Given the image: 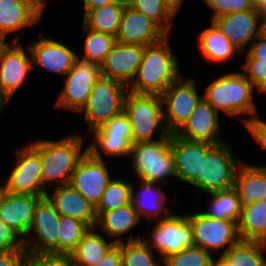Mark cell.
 <instances>
[{
    "label": "cell",
    "instance_id": "45",
    "mask_svg": "<svg viewBox=\"0 0 266 266\" xmlns=\"http://www.w3.org/2000/svg\"><path fill=\"white\" fill-rule=\"evenodd\" d=\"M9 251H25L24 239L0 219V252Z\"/></svg>",
    "mask_w": 266,
    "mask_h": 266
},
{
    "label": "cell",
    "instance_id": "11",
    "mask_svg": "<svg viewBox=\"0 0 266 266\" xmlns=\"http://www.w3.org/2000/svg\"><path fill=\"white\" fill-rule=\"evenodd\" d=\"M151 230V242L146 245L159 253L162 261L167 256L180 252L187 247H193V233L188 214H171L169 217L156 221ZM151 243V244H150Z\"/></svg>",
    "mask_w": 266,
    "mask_h": 266
},
{
    "label": "cell",
    "instance_id": "29",
    "mask_svg": "<svg viewBox=\"0 0 266 266\" xmlns=\"http://www.w3.org/2000/svg\"><path fill=\"white\" fill-rule=\"evenodd\" d=\"M211 27L203 30L198 37V47L202 56L213 63H223L232 60L238 49L211 21Z\"/></svg>",
    "mask_w": 266,
    "mask_h": 266
},
{
    "label": "cell",
    "instance_id": "10",
    "mask_svg": "<svg viewBox=\"0 0 266 266\" xmlns=\"http://www.w3.org/2000/svg\"><path fill=\"white\" fill-rule=\"evenodd\" d=\"M100 76V65L77 58L71 70L65 75V85L59 93L55 106L77 113L81 112Z\"/></svg>",
    "mask_w": 266,
    "mask_h": 266
},
{
    "label": "cell",
    "instance_id": "25",
    "mask_svg": "<svg viewBox=\"0 0 266 266\" xmlns=\"http://www.w3.org/2000/svg\"><path fill=\"white\" fill-rule=\"evenodd\" d=\"M240 162L235 186L242 206L266 198V166L249 165Z\"/></svg>",
    "mask_w": 266,
    "mask_h": 266
},
{
    "label": "cell",
    "instance_id": "5",
    "mask_svg": "<svg viewBox=\"0 0 266 266\" xmlns=\"http://www.w3.org/2000/svg\"><path fill=\"white\" fill-rule=\"evenodd\" d=\"M137 178L166 185V178L176 176L170 137L157 141L132 143L130 155ZM161 181V182H160Z\"/></svg>",
    "mask_w": 266,
    "mask_h": 266
},
{
    "label": "cell",
    "instance_id": "40",
    "mask_svg": "<svg viewBox=\"0 0 266 266\" xmlns=\"http://www.w3.org/2000/svg\"><path fill=\"white\" fill-rule=\"evenodd\" d=\"M211 253L200 247H187L180 252L173 253L161 262L162 266H211Z\"/></svg>",
    "mask_w": 266,
    "mask_h": 266
},
{
    "label": "cell",
    "instance_id": "52",
    "mask_svg": "<svg viewBox=\"0 0 266 266\" xmlns=\"http://www.w3.org/2000/svg\"><path fill=\"white\" fill-rule=\"evenodd\" d=\"M28 3L31 7H33L41 16L44 8L46 7L45 0H23Z\"/></svg>",
    "mask_w": 266,
    "mask_h": 266
},
{
    "label": "cell",
    "instance_id": "58",
    "mask_svg": "<svg viewBox=\"0 0 266 266\" xmlns=\"http://www.w3.org/2000/svg\"><path fill=\"white\" fill-rule=\"evenodd\" d=\"M264 30L266 31V22L264 23Z\"/></svg>",
    "mask_w": 266,
    "mask_h": 266
},
{
    "label": "cell",
    "instance_id": "53",
    "mask_svg": "<svg viewBox=\"0 0 266 266\" xmlns=\"http://www.w3.org/2000/svg\"><path fill=\"white\" fill-rule=\"evenodd\" d=\"M177 13L182 6L183 0H165Z\"/></svg>",
    "mask_w": 266,
    "mask_h": 266
},
{
    "label": "cell",
    "instance_id": "21",
    "mask_svg": "<svg viewBox=\"0 0 266 266\" xmlns=\"http://www.w3.org/2000/svg\"><path fill=\"white\" fill-rule=\"evenodd\" d=\"M42 197L5 191L0 200V219L24 239L32 226L36 205Z\"/></svg>",
    "mask_w": 266,
    "mask_h": 266
},
{
    "label": "cell",
    "instance_id": "47",
    "mask_svg": "<svg viewBox=\"0 0 266 266\" xmlns=\"http://www.w3.org/2000/svg\"><path fill=\"white\" fill-rule=\"evenodd\" d=\"M246 58H257L258 63H266V31L263 30L260 35L252 42Z\"/></svg>",
    "mask_w": 266,
    "mask_h": 266
},
{
    "label": "cell",
    "instance_id": "19",
    "mask_svg": "<svg viewBox=\"0 0 266 266\" xmlns=\"http://www.w3.org/2000/svg\"><path fill=\"white\" fill-rule=\"evenodd\" d=\"M219 113L202 97L190 118L175 133L177 137L190 141H205L219 144L225 140L220 136Z\"/></svg>",
    "mask_w": 266,
    "mask_h": 266
},
{
    "label": "cell",
    "instance_id": "13",
    "mask_svg": "<svg viewBox=\"0 0 266 266\" xmlns=\"http://www.w3.org/2000/svg\"><path fill=\"white\" fill-rule=\"evenodd\" d=\"M59 213L47 196L36 205L34 219L28 237L24 238L25 250L34 253L58 254ZM33 236V237H32Z\"/></svg>",
    "mask_w": 266,
    "mask_h": 266
},
{
    "label": "cell",
    "instance_id": "57",
    "mask_svg": "<svg viewBox=\"0 0 266 266\" xmlns=\"http://www.w3.org/2000/svg\"><path fill=\"white\" fill-rule=\"evenodd\" d=\"M4 192H5V188H4V185L2 182V184L0 185V200H1V197L3 196Z\"/></svg>",
    "mask_w": 266,
    "mask_h": 266
},
{
    "label": "cell",
    "instance_id": "2",
    "mask_svg": "<svg viewBox=\"0 0 266 266\" xmlns=\"http://www.w3.org/2000/svg\"><path fill=\"white\" fill-rule=\"evenodd\" d=\"M40 152L43 188L56 180L57 186L69 184L71 176L80 160L88 152H82L83 137L71 134L60 140L38 139L31 142Z\"/></svg>",
    "mask_w": 266,
    "mask_h": 266
},
{
    "label": "cell",
    "instance_id": "37",
    "mask_svg": "<svg viewBox=\"0 0 266 266\" xmlns=\"http://www.w3.org/2000/svg\"><path fill=\"white\" fill-rule=\"evenodd\" d=\"M83 32L86 35L84 42V55L78 59L94 62L101 66L105 61L106 56L111 52L113 45L116 42V37L92 31L83 25Z\"/></svg>",
    "mask_w": 266,
    "mask_h": 266
},
{
    "label": "cell",
    "instance_id": "56",
    "mask_svg": "<svg viewBox=\"0 0 266 266\" xmlns=\"http://www.w3.org/2000/svg\"><path fill=\"white\" fill-rule=\"evenodd\" d=\"M8 46V43L6 42V37L0 35V57L3 53V50Z\"/></svg>",
    "mask_w": 266,
    "mask_h": 266
},
{
    "label": "cell",
    "instance_id": "4",
    "mask_svg": "<svg viewBox=\"0 0 266 266\" xmlns=\"http://www.w3.org/2000/svg\"><path fill=\"white\" fill-rule=\"evenodd\" d=\"M163 100L156 94H137L128 91L124 112L128 115L132 143L151 142L160 139H153V134L158 130L161 138L170 137L164 120Z\"/></svg>",
    "mask_w": 266,
    "mask_h": 266
},
{
    "label": "cell",
    "instance_id": "41",
    "mask_svg": "<svg viewBox=\"0 0 266 266\" xmlns=\"http://www.w3.org/2000/svg\"><path fill=\"white\" fill-rule=\"evenodd\" d=\"M212 10L211 20L236 12H244L255 8L253 0H203Z\"/></svg>",
    "mask_w": 266,
    "mask_h": 266
},
{
    "label": "cell",
    "instance_id": "20",
    "mask_svg": "<svg viewBox=\"0 0 266 266\" xmlns=\"http://www.w3.org/2000/svg\"><path fill=\"white\" fill-rule=\"evenodd\" d=\"M144 47L115 42L101 64V76L116 80L127 87L133 81L141 64Z\"/></svg>",
    "mask_w": 266,
    "mask_h": 266
},
{
    "label": "cell",
    "instance_id": "27",
    "mask_svg": "<svg viewBox=\"0 0 266 266\" xmlns=\"http://www.w3.org/2000/svg\"><path fill=\"white\" fill-rule=\"evenodd\" d=\"M140 222L137 212L130 202L101 214L97 218L95 228L99 227L98 229L106 233L107 238L113 240L115 244H119L123 242L122 235L129 232Z\"/></svg>",
    "mask_w": 266,
    "mask_h": 266
},
{
    "label": "cell",
    "instance_id": "36",
    "mask_svg": "<svg viewBox=\"0 0 266 266\" xmlns=\"http://www.w3.org/2000/svg\"><path fill=\"white\" fill-rule=\"evenodd\" d=\"M88 230L89 227L84 222L60 215L58 222V254L70 256Z\"/></svg>",
    "mask_w": 266,
    "mask_h": 266
},
{
    "label": "cell",
    "instance_id": "49",
    "mask_svg": "<svg viewBox=\"0 0 266 266\" xmlns=\"http://www.w3.org/2000/svg\"><path fill=\"white\" fill-rule=\"evenodd\" d=\"M25 251L0 252V266H22Z\"/></svg>",
    "mask_w": 266,
    "mask_h": 266
},
{
    "label": "cell",
    "instance_id": "23",
    "mask_svg": "<svg viewBox=\"0 0 266 266\" xmlns=\"http://www.w3.org/2000/svg\"><path fill=\"white\" fill-rule=\"evenodd\" d=\"M59 215L76 218L89 228H95L97 215L95 206L88 202L70 184L56 186L53 193L46 194Z\"/></svg>",
    "mask_w": 266,
    "mask_h": 266
},
{
    "label": "cell",
    "instance_id": "31",
    "mask_svg": "<svg viewBox=\"0 0 266 266\" xmlns=\"http://www.w3.org/2000/svg\"><path fill=\"white\" fill-rule=\"evenodd\" d=\"M126 5L127 3H114L91 9L82 17V25L92 31L116 37Z\"/></svg>",
    "mask_w": 266,
    "mask_h": 266
},
{
    "label": "cell",
    "instance_id": "26",
    "mask_svg": "<svg viewBox=\"0 0 266 266\" xmlns=\"http://www.w3.org/2000/svg\"><path fill=\"white\" fill-rule=\"evenodd\" d=\"M41 15L23 0H0V35L36 26Z\"/></svg>",
    "mask_w": 266,
    "mask_h": 266
},
{
    "label": "cell",
    "instance_id": "1",
    "mask_svg": "<svg viewBox=\"0 0 266 266\" xmlns=\"http://www.w3.org/2000/svg\"><path fill=\"white\" fill-rule=\"evenodd\" d=\"M168 39L166 36L162 41L144 47L141 64L128 91L161 96L168 86L182 76Z\"/></svg>",
    "mask_w": 266,
    "mask_h": 266
},
{
    "label": "cell",
    "instance_id": "30",
    "mask_svg": "<svg viewBox=\"0 0 266 266\" xmlns=\"http://www.w3.org/2000/svg\"><path fill=\"white\" fill-rule=\"evenodd\" d=\"M96 228H89L70 254L73 266H94L100 262L106 252L115 244L113 240L95 232Z\"/></svg>",
    "mask_w": 266,
    "mask_h": 266
},
{
    "label": "cell",
    "instance_id": "43",
    "mask_svg": "<svg viewBox=\"0 0 266 266\" xmlns=\"http://www.w3.org/2000/svg\"><path fill=\"white\" fill-rule=\"evenodd\" d=\"M22 266H73L69 255L34 253L25 250Z\"/></svg>",
    "mask_w": 266,
    "mask_h": 266
},
{
    "label": "cell",
    "instance_id": "7",
    "mask_svg": "<svg viewBox=\"0 0 266 266\" xmlns=\"http://www.w3.org/2000/svg\"><path fill=\"white\" fill-rule=\"evenodd\" d=\"M128 87L116 80L100 76L92 88L86 106L81 110L88 123V132L100 128L124 111Z\"/></svg>",
    "mask_w": 266,
    "mask_h": 266
},
{
    "label": "cell",
    "instance_id": "38",
    "mask_svg": "<svg viewBox=\"0 0 266 266\" xmlns=\"http://www.w3.org/2000/svg\"><path fill=\"white\" fill-rule=\"evenodd\" d=\"M131 184L132 182L120 178L112 179L95 207L97 218L104 212L129 204L131 202Z\"/></svg>",
    "mask_w": 266,
    "mask_h": 266
},
{
    "label": "cell",
    "instance_id": "24",
    "mask_svg": "<svg viewBox=\"0 0 266 266\" xmlns=\"http://www.w3.org/2000/svg\"><path fill=\"white\" fill-rule=\"evenodd\" d=\"M140 186H134L131 184V203L137 212L139 219L141 217L150 218V220H162L169 217L172 212L166 205L168 198L165 195L161 186L158 188L157 182H150L139 179ZM157 185V187H156ZM134 186V187H133ZM142 186V187H141ZM141 187V190L135 194L134 188ZM165 213V215H164Z\"/></svg>",
    "mask_w": 266,
    "mask_h": 266
},
{
    "label": "cell",
    "instance_id": "16",
    "mask_svg": "<svg viewBox=\"0 0 266 266\" xmlns=\"http://www.w3.org/2000/svg\"><path fill=\"white\" fill-rule=\"evenodd\" d=\"M211 21L239 53H245L244 51L250 48L252 42L264 30V23L260 20L256 7L252 10L220 16Z\"/></svg>",
    "mask_w": 266,
    "mask_h": 266
},
{
    "label": "cell",
    "instance_id": "33",
    "mask_svg": "<svg viewBox=\"0 0 266 266\" xmlns=\"http://www.w3.org/2000/svg\"><path fill=\"white\" fill-rule=\"evenodd\" d=\"M265 250L266 243L240 240L221 256L231 266H266Z\"/></svg>",
    "mask_w": 266,
    "mask_h": 266
},
{
    "label": "cell",
    "instance_id": "51",
    "mask_svg": "<svg viewBox=\"0 0 266 266\" xmlns=\"http://www.w3.org/2000/svg\"><path fill=\"white\" fill-rule=\"evenodd\" d=\"M255 7L257 10V13L260 17V20L265 23L266 22V0H258L255 3Z\"/></svg>",
    "mask_w": 266,
    "mask_h": 266
},
{
    "label": "cell",
    "instance_id": "34",
    "mask_svg": "<svg viewBox=\"0 0 266 266\" xmlns=\"http://www.w3.org/2000/svg\"><path fill=\"white\" fill-rule=\"evenodd\" d=\"M134 10L156 22L168 35L177 12L165 0H126Z\"/></svg>",
    "mask_w": 266,
    "mask_h": 266
},
{
    "label": "cell",
    "instance_id": "44",
    "mask_svg": "<svg viewBox=\"0 0 266 266\" xmlns=\"http://www.w3.org/2000/svg\"><path fill=\"white\" fill-rule=\"evenodd\" d=\"M242 67L243 73L258 92H266V63H258L257 58H246Z\"/></svg>",
    "mask_w": 266,
    "mask_h": 266
},
{
    "label": "cell",
    "instance_id": "17",
    "mask_svg": "<svg viewBox=\"0 0 266 266\" xmlns=\"http://www.w3.org/2000/svg\"><path fill=\"white\" fill-rule=\"evenodd\" d=\"M168 34L141 12L124 7L116 41L123 44L150 46L162 41Z\"/></svg>",
    "mask_w": 266,
    "mask_h": 266
},
{
    "label": "cell",
    "instance_id": "48",
    "mask_svg": "<svg viewBox=\"0 0 266 266\" xmlns=\"http://www.w3.org/2000/svg\"><path fill=\"white\" fill-rule=\"evenodd\" d=\"M94 266H122L121 243L114 244Z\"/></svg>",
    "mask_w": 266,
    "mask_h": 266
},
{
    "label": "cell",
    "instance_id": "6",
    "mask_svg": "<svg viewBox=\"0 0 266 266\" xmlns=\"http://www.w3.org/2000/svg\"><path fill=\"white\" fill-rule=\"evenodd\" d=\"M234 152L224 141L211 144L202 141V176H198V189L205 194L224 191L235 186L240 163L236 165Z\"/></svg>",
    "mask_w": 266,
    "mask_h": 266
},
{
    "label": "cell",
    "instance_id": "22",
    "mask_svg": "<svg viewBox=\"0 0 266 266\" xmlns=\"http://www.w3.org/2000/svg\"><path fill=\"white\" fill-rule=\"evenodd\" d=\"M171 151L176 182H185L198 188V176H202V141H190L171 134Z\"/></svg>",
    "mask_w": 266,
    "mask_h": 266
},
{
    "label": "cell",
    "instance_id": "9",
    "mask_svg": "<svg viewBox=\"0 0 266 266\" xmlns=\"http://www.w3.org/2000/svg\"><path fill=\"white\" fill-rule=\"evenodd\" d=\"M16 152V165L9 177L3 181L5 191L14 194L46 196L41 175V156L32 144L19 148Z\"/></svg>",
    "mask_w": 266,
    "mask_h": 266
},
{
    "label": "cell",
    "instance_id": "50",
    "mask_svg": "<svg viewBox=\"0 0 266 266\" xmlns=\"http://www.w3.org/2000/svg\"><path fill=\"white\" fill-rule=\"evenodd\" d=\"M114 3H127L126 0H83V16L91 9Z\"/></svg>",
    "mask_w": 266,
    "mask_h": 266
},
{
    "label": "cell",
    "instance_id": "18",
    "mask_svg": "<svg viewBox=\"0 0 266 266\" xmlns=\"http://www.w3.org/2000/svg\"><path fill=\"white\" fill-rule=\"evenodd\" d=\"M35 66L65 76L75 64L78 55L67 45L49 37H41L28 45Z\"/></svg>",
    "mask_w": 266,
    "mask_h": 266
},
{
    "label": "cell",
    "instance_id": "15",
    "mask_svg": "<svg viewBox=\"0 0 266 266\" xmlns=\"http://www.w3.org/2000/svg\"><path fill=\"white\" fill-rule=\"evenodd\" d=\"M32 69L31 52L28 47L25 51L16 36L0 57V88L9 99L23 85Z\"/></svg>",
    "mask_w": 266,
    "mask_h": 266
},
{
    "label": "cell",
    "instance_id": "32",
    "mask_svg": "<svg viewBox=\"0 0 266 266\" xmlns=\"http://www.w3.org/2000/svg\"><path fill=\"white\" fill-rule=\"evenodd\" d=\"M212 201L208 210L202 213L214 219L237 221L240 218L242 203L235 188L208 193Z\"/></svg>",
    "mask_w": 266,
    "mask_h": 266
},
{
    "label": "cell",
    "instance_id": "12",
    "mask_svg": "<svg viewBox=\"0 0 266 266\" xmlns=\"http://www.w3.org/2000/svg\"><path fill=\"white\" fill-rule=\"evenodd\" d=\"M196 84L191 76L185 80L181 76L161 95L163 105L166 106L164 110L165 125L170 134H175L182 127L203 97V94L198 96Z\"/></svg>",
    "mask_w": 266,
    "mask_h": 266
},
{
    "label": "cell",
    "instance_id": "55",
    "mask_svg": "<svg viewBox=\"0 0 266 266\" xmlns=\"http://www.w3.org/2000/svg\"><path fill=\"white\" fill-rule=\"evenodd\" d=\"M211 266H231L221 255H219L218 259L214 261L212 260Z\"/></svg>",
    "mask_w": 266,
    "mask_h": 266
},
{
    "label": "cell",
    "instance_id": "35",
    "mask_svg": "<svg viewBox=\"0 0 266 266\" xmlns=\"http://www.w3.org/2000/svg\"><path fill=\"white\" fill-rule=\"evenodd\" d=\"M142 237L129 236L127 243H121L122 266H161L156 252L149 248Z\"/></svg>",
    "mask_w": 266,
    "mask_h": 266
},
{
    "label": "cell",
    "instance_id": "42",
    "mask_svg": "<svg viewBox=\"0 0 266 266\" xmlns=\"http://www.w3.org/2000/svg\"><path fill=\"white\" fill-rule=\"evenodd\" d=\"M93 135H116L124 137L132 144V132L128 115L123 111L100 128L92 131Z\"/></svg>",
    "mask_w": 266,
    "mask_h": 266
},
{
    "label": "cell",
    "instance_id": "3",
    "mask_svg": "<svg viewBox=\"0 0 266 266\" xmlns=\"http://www.w3.org/2000/svg\"><path fill=\"white\" fill-rule=\"evenodd\" d=\"M253 87L243 72H229L208 84L203 97L218 113L231 118L247 114L253 119L258 116Z\"/></svg>",
    "mask_w": 266,
    "mask_h": 266
},
{
    "label": "cell",
    "instance_id": "8",
    "mask_svg": "<svg viewBox=\"0 0 266 266\" xmlns=\"http://www.w3.org/2000/svg\"><path fill=\"white\" fill-rule=\"evenodd\" d=\"M188 220L192 227L194 246L211 254L224 249L222 255L240 241L237 221L210 218L202 211L189 213Z\"/></svg>",
    "mask_w": 266,
    "mask_h": 266
},
{
    "label": "cell",
    "instance_id": "28",
    "mask_svg": "<svg viewBox=\"0 0 266 266\" xmlns=\"http://www.w3.org/2000/svg\"><path fill=\"white\" fill-rule=\"evenodd\" d=\"M237 225L240 240L266 243V198L243 205Z\"/></svg>",
    "mask_w": 266,
    "mask_h": 266
},
{
    "label": "cell",
    "instance_id": "39",
    "mask_svg": "<svg viewBox=\"0 0 266 266\" xmlns=\"http://www.w3.org/2000/svg\"><path fill=\"white\" fill-rule=\"evenodd\" d=\"M93 140L88 145V152L95 158L103 160L101 152L113 157H129L131 144L121 136L92 135ZM101 151V152H100Z\"/></svg>",
    "mask_w": 266,
    "mask_h": 266
},
{
    "label": "cell",
    "instance_id": "54",
    "mask_svg": "<svg viewBox=\"0 0 266 266\" xmlns=\"http://www.w3.org/2000/svg\"><path fill=\"white\" fill-rule=\"evenodd\" d=\"M10 99L3 93L0 88V114H2L5 105L8 103Z\"/></svg>",
    "mask_w": 266,
    "mask_h": 266
},
{
    "label": "cell",
    "instance_id": "14",
    "mask_svg": "<svg viewBox=\"0 0 266 266\" xmlns=\"http://www.w3.org/2000/svg\"><path fill=\"white\" fill-rule=\"evenodd\" d=\"M110 181L104 159H97L87 152L73 172L69 184L96 207Z\"/></svg>",
    "mask_w": 266,
    "mask_h": 266
},
{
    "label": "cell",
    "instance_id": "46",
    "mask_svg": "<svg viewBox=\"0 0 266 266\" xmlns=\"http://www.w3.org/2000/svg\"><path fill=\"white\" fill-rule=\"evenodd\" d=\"M242 121L254 140L266 150V122L259 119L258 116L253 119H245L244 117Z\"/></svg>",
    "mask_w": 266,
    "mask_h": 266
}]
</instances>
